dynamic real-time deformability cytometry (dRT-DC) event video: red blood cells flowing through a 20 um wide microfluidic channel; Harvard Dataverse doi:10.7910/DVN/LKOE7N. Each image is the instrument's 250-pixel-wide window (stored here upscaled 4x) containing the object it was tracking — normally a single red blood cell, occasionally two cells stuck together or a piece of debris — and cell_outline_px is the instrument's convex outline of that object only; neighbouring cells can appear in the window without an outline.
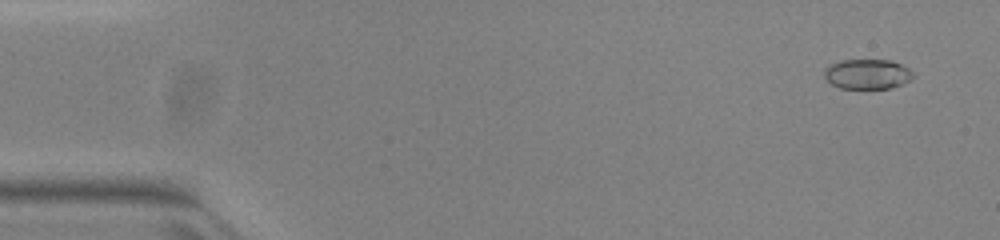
{"species": "common noctule bat (a hibernating species)", "species_latin": "Nyctalus noctula", "temperature_condition": "warm", "stored_images_in_passage": 16, "camera_frame_rate_fps": 3000, "um_per_image_px": 0.085, "animal": {"sex": "female", "body_mass_g": 23.0, "forearm_length_mm": 53.4}, "frame": {"image": 1, "passage_image": 3, "time_ms": 0.667, "image_size_px": [1000, 240], "cell_outline_px": [[916, 76], [904, 84], [892, 88], [840, 88], [832, 84], [824, 76], [824, 72], [832, 64], [840, 60], [892, 60], [908, 68]], "centroid_in_image_um": [73.78, 6.3], "position_along_channel_um": 11.2, "area_um2": 15.43}}
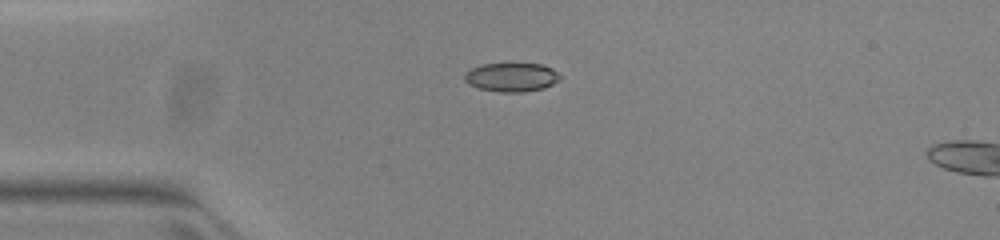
{"frame": {"image": 2, "passage_image": 13, "time_ms": 4.0, "image_size_px": [1000, 240], "cell_outline_px": [[560, 80], [544, 88], [524, 92], [500, 92], [476, 88], [468, 84], [464, 80], [464, 72], [480, 64], [540, 64], [552, 68], [560, 76]], "centroid_in_image_um": [43.44, 6.57], "position_along_channel_um": 41.6, "area_um2": 16.13}}